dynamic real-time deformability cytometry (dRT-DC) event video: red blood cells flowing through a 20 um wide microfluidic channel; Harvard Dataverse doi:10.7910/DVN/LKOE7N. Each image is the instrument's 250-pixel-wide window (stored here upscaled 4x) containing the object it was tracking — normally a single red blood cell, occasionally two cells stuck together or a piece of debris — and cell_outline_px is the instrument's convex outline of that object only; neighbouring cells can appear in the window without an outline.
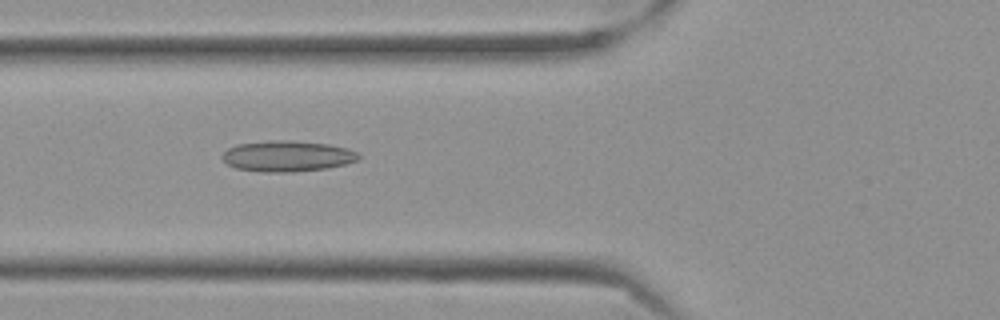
{"species": "Egyptian fruit bat (a non-hibernating species)", "species_latin": "Rousettus aegyptiacus", "temperature_condition": "cold", "stored_images_in_passage": 41, "camera_frame_rate_fps": 3000, "um_per_image_px": 0.085, "frame": {"image": 1, "passage_image": 9, "time_ms": 2.667, "image_size_px": [1000, 320], "cell_outline_px": [[360, 156], [356, 160], [344, 164], [328, 168], [292, 172], [264, 172], [236, 168], [228, 164], [220, 156], [228, 148], [236, 144], [268, 140], [288, 140], [328, 144], [348, 148], [356, 152]], "centroid_in_image_um": [24.39, 13.26], "position_along_channel_um": 101.4, "area_um2": 24.51}}
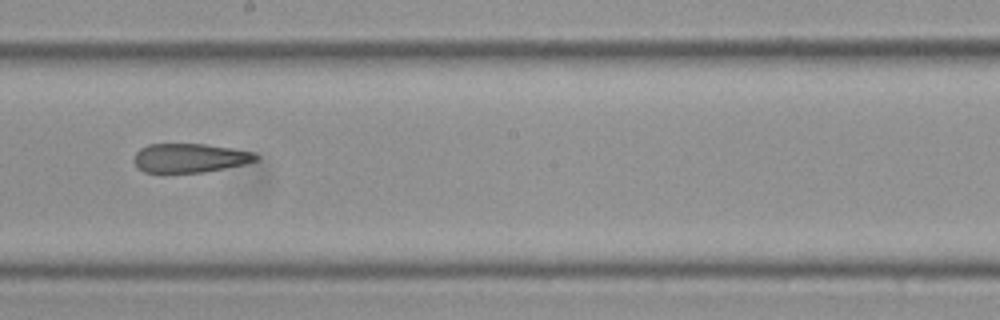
{"frame": {"image": 2, "passage_image": 20, "time_ms": 6.333, "image_size_px": [1000, 320], "cell_outline_px": [[260, 156], [256, 160], [244, 164], [204, 172], [144, 172], [132, 160], [136, 152], [140, 148], [148, 144], [204, 144], [232, 148], [252, 152]], "centroid_in_image_um": [16.12, 13.42], "position_along_channel_um": 232.1, "area_um2": 20.46}}
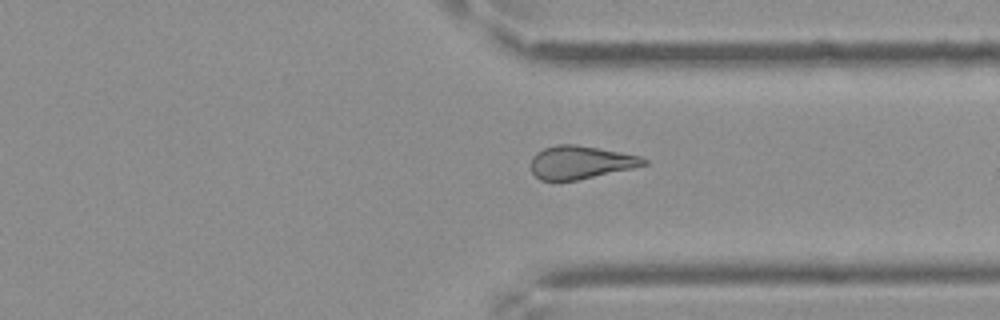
{"frame": {"image": 3, "passage_image": 31, "time_ms": 10.0, "image_size_px": [1000, 320], "cell_outline_px": [[648, 164], [632, 168], [576, 180], [540, 180], [532, 172], [532, 156], [536, 152], [544, 148], [556, 144], [576, 144], [640, 156], [648, 160]], "centroid_in_image_um": [49.33, 13.79], "position_along_channel_um": 362.1, "area_um2": 21.5}, "authors_computed_cell_mechanics": {"area_um2": 21.7906, "velocity_mm_per_s": 3.5453, "shape_relaxation_time_tau1_ms": null, "shape_relaxation_time_tau2_ms": 7.506, "deformation_change_tau1": null, "deformation_change_tau2": 0.2102}}